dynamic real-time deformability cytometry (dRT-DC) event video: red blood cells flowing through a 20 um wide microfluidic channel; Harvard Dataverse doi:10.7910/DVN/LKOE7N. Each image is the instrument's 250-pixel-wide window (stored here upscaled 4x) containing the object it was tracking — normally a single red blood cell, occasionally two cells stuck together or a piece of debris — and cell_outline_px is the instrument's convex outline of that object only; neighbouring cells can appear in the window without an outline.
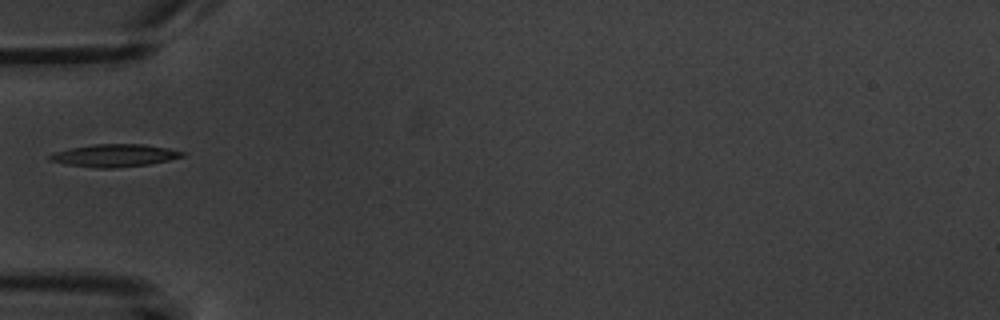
{"species": "common noctule bat (a hibernating species)", "species_latin": "Nyctalus noctula", "temperature_condition": "warm", "stored_images_in_passage": 1, "camera_frame_rate_fps": 3000, "um_per_image_px": 0.085, "animal": {"sex": "male", "body_mass_g": 20.1, "forearm_length_mm": 53.5}, "frame": {"image": 1, "passage_image": 1, "time_ms": 0.0, "image_size_px": [1000, 320], "cell_outline_px": [[188, 152], [184, 156], [168, 160], [148, 164], [112, 168], [96, 168], [64, 164], [48, 160], [48, 156], [56, 152], [72, 148], [96, 144], [144, 144], [168, 148]], "centroid_in_image_um": [9.76, 13.22], "position_along_channel_um": 75.2, "area_um2": 17.34}}